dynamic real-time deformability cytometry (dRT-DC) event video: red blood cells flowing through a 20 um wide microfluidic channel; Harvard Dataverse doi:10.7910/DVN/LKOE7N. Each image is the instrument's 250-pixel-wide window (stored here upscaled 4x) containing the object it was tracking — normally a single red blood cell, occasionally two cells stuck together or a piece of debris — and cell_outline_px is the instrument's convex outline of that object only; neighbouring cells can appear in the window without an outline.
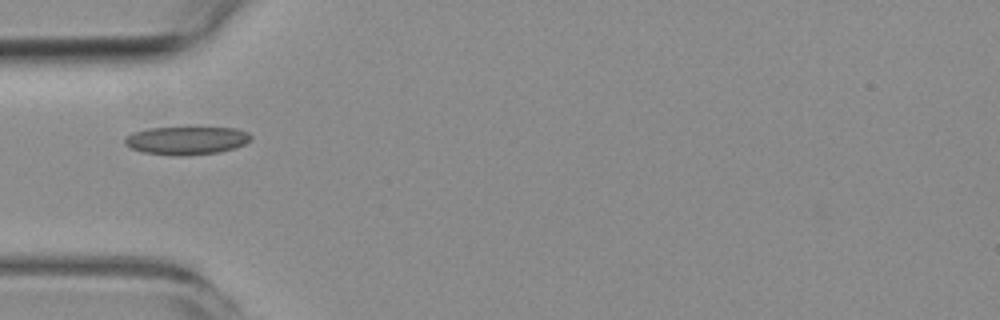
{"species": "common noctule bat (a hibernating species)", "species_latin": "Nyctalus noctula", "temperature_condition": "room temperature", "stored_images_in_passage": 3, "camera_frame_rate_fps": 3000, "um_per_image_px": 0.085, "animal": {"sex": "female", "body_mass_g": 19.3, "forearm_length_mm": 54.1}, "frame": {"image": 1, "passage_image": 1, "time_ms": 0.0, "image_size_px": [1000, 320], "cell_outline_px": [[252, 140], [236, 148], [220, 152], [184, 156], [176, 156], [144, 152], [132, 148], [124, 144], [124, 136], [132, 132], [148, 128], [236, 128], [248, 132], [252, 136]], "centroid_in_image_um": [15.86, 11.94], "position_along_channel_um": 69.1, "area_um2": 20.81}}
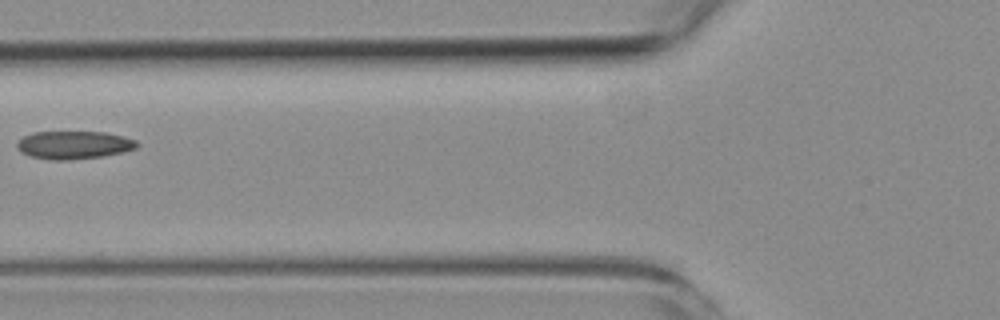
{"frame": {"image": 2, "passage_image": 2, "time_ms": 1.333, "image_size_px": [1000, 320], "cell_outline_px": [[140, 144], [136, 148], [120, 152], [100, 156], [60, 160], [52, 160], [32, 156], [20, 152], [16, 148], [16, 144], [24, 136], [32, 132], [104, 132], [124, 136], [136, 140]], "centroid_in_image_um": [6.26, 12.3], "position_along_channel_um": 119.5, "area_um2": 19.31}}
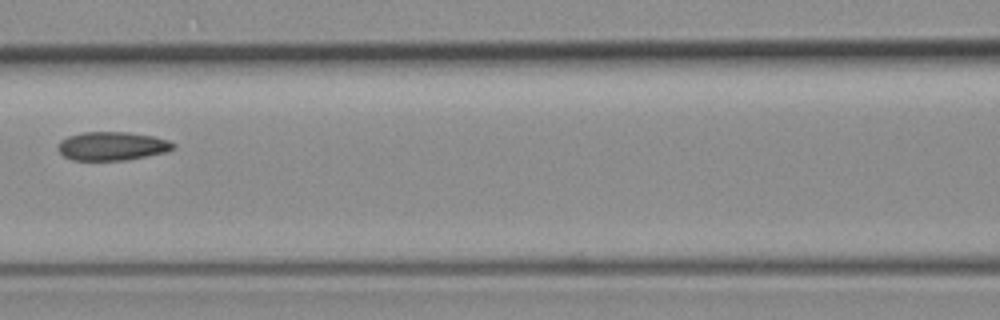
{"frame": {"image": 3, "passage_image": 3, "time_ms": 2.333, "image_size_px": [1000, 320], "cell_outline_px": [[176, 148], [164, 152], [124, 160], [72, 160], [64, 156], [56, 148], [60, 140], [68, 136], [80, 132], [128, 132], [152, 136], [168, 140], [176, 144]], "centroid_in_image_um": [9.49, 12.41], "position_along_channel_um": 157.1, "area_um2": 19.19}}